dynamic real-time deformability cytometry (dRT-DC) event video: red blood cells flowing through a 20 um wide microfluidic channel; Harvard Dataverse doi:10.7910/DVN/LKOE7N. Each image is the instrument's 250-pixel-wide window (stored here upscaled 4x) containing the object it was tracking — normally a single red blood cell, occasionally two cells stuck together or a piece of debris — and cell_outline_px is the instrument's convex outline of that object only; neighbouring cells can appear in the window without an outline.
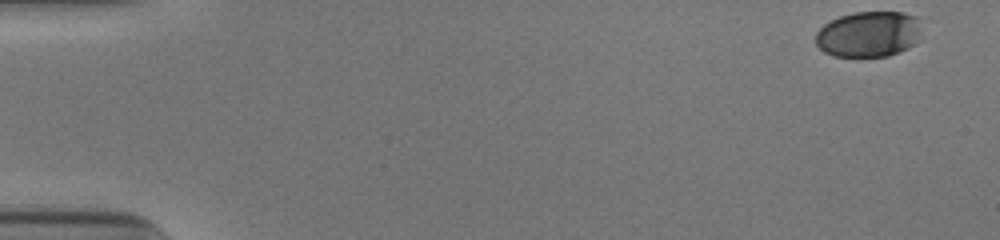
{"species": "human", "species_latin": "Homo sapiens", "temperature_condition": "cold", "stored_images_in_passage": 44, "camera_frame_rate_fps": 3000, "um_per_image_px": 0.085, "donor": {"sex": "male"}, "frame": {"image": 1, "passage_image": 1, "time_ms": 0.0, "image_size_px": [1000, 240], "cell_outline_px": [[920, 40], [916, 44], [908, 48], [888, 56], [832, 56], [824, 52], [816, 44], [816, 32], [824, 24], [840, 16], [852, 12], [904, 12], [916, 16]], "centroid_in_image_um": [73.82, 2.9], "position_along_channel_um": 11.2, "area_um2": 28.26}}
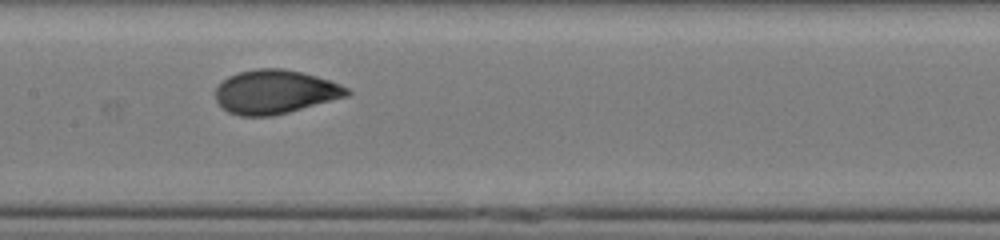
{"frame": {"image": 2, "passage_image": 26, "time_ms": 8.333, "image_size_px": [1000, 240], "cell_outline_px": [[352, 92], [348, 96], [288, 112], [272, 116], [240, 116], [228, 112], [216, 100], [216, 88], [228, 76], [236, 72], [256, 68], [284, 68], [316, 76], [340, 84], [348, 88]], "centroid_in_image_um": [23.38, 7.8], "position_along_channel_um": 184.0, "area_um2": 33.52}}
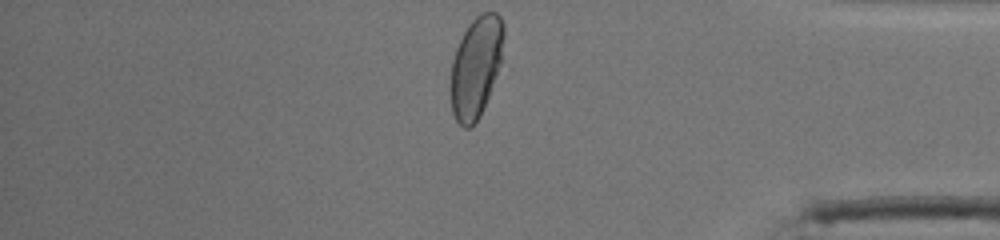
{"frame": {"image": 3, "passage_image": 44, "time_ms": 14.333, "image_size_px": [1000, 240], "cell_outline_px": [[504, 36], [500, 64], [488, 96], [480, 116], [472, 128], [464, 128], [456, 120], [452, 112], [452, 60], [456, 48], [468, 24], [480, 12], [496, 12], [500, 16], [504, 24]], "centroid_in_image_um": [40.47, 5.66], "position_along_channel_um": 394.7, "area_um2": 30.87}, "authors_computed_cell_mechanics": {"area_um2": 32.946, "velocity_mm_per_s": 3.9005, "shape_relaxation_time_tau1_ms": 3.3297, "shape_relaxation_time_tau2_ms": null, "deformation_change_tau1": 0.1578, "deformation_change_tau2": null}}